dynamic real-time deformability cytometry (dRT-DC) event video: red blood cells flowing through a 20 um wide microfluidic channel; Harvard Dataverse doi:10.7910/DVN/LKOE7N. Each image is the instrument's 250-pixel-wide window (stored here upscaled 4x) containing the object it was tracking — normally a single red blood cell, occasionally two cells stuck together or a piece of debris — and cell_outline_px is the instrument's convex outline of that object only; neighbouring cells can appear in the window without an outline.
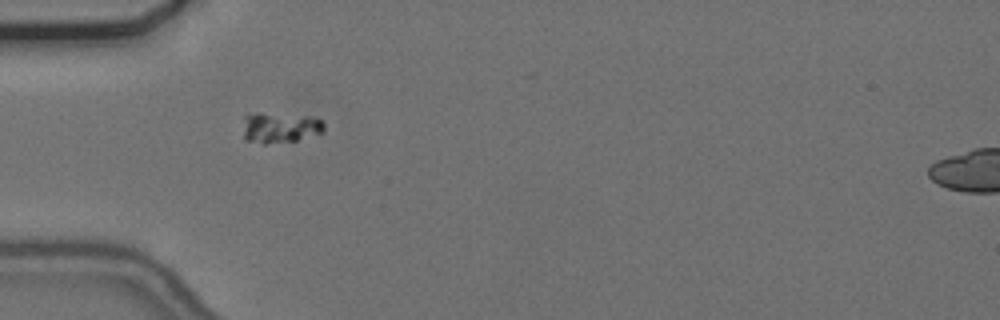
{"species": "common noctule bat (a hibernating species)", "species_latin": "Nyctalus noctula", "temperature_condition": "cold", "stored_images_in_passage": 24, "camera_frame_rate_fps": 3000, "um_per_image_px": 0.085, "animal": {"sex": "female", "body_mass_g": 24.6, "forearm_length_mm": 56.2}, "frame": {"image": 1, "passage_image": 1, "time_ms": 0.0, "image_size_px": [1000, 320], "cell_outline_px": [[324, 132], [296, 140], [264, 144], [260, 144], [244, 140], [244, 116], [256, 112], [260, 112], [308, 116], [324, 120]], "centroid_in_image_um": [23.79, 10.84], "position_along_channel_um": 61.2, "area_um2": 14.62}}
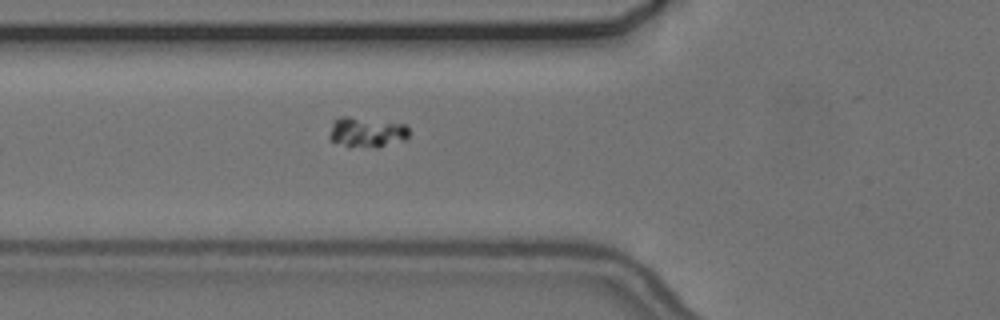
{"frame": {"image": 2, "passage_image": 4, "time_ms": 1.0, "image_size_px": [1000, 320], "cell_outline_px": [[408, 136], [404, 140], [376, 148], [348, 148], [328, 140], [328, 136], [332, 120], [340, 116], [348, 116], [408, 124]], "centroid_in_image_um": [31.1, 11.26], "position_along_channel_um": 94.7, "area_um2": 14.62}}
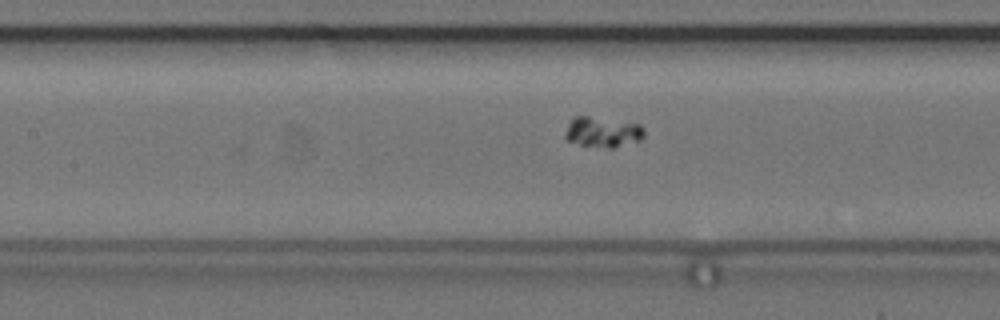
{"frame": {"image": 3, "passage_image": 9, "time_ms": 2.667, "image_size_px": [1000, 320], "cell_outline_px": [[644, 136], [640, 140], [612, 148], [608, 148], [580, 144], [568, 140], [564, 136], [564, 132], [572, 116], [588, 116], [640, 124], [644, 128]], "centroid_in_image_um": [51.21, 11.21], "position_along_channel_um": 156.2, "area_um2": 13.93}}